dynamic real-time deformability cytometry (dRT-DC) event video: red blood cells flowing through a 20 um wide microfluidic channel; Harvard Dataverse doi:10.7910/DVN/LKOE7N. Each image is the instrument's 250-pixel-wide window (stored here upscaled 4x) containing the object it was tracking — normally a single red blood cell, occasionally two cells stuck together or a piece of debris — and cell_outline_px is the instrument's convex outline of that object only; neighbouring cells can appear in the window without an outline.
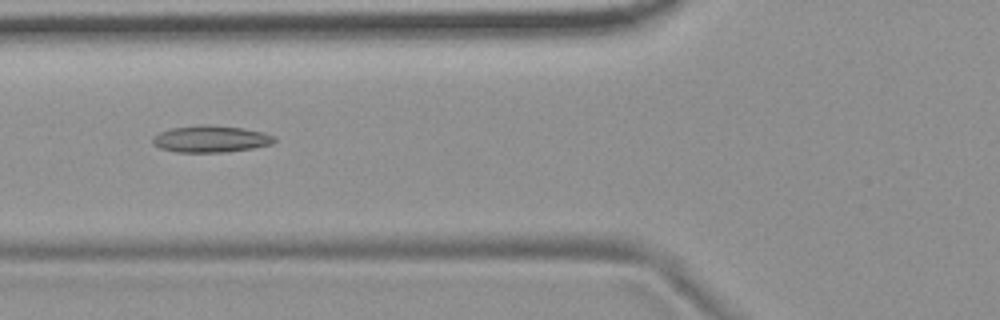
{"species": "common noctule bat (a hibernating species)", "species_latin": "Nyctalus noctula", "temperature_condition": "room temperature", "stored_images_in_passage": 11, "camera_frame_rate_fps": 3000, "um_per_image_px": 0.085, "animal": {"sex": "female", "body_mass_g": 19.9}, "frame": {"image": 1, "passage_image": 5, "time_ms": 1.333, "image_size_px": [1000, 320], "cell_outline_px": [[276, 140], [272, 144], [252, 148], [224, 152], [176, 152], [160, 148], [152, 144], [152, 140], [160, 132], [172, 128], [204, 124], [208, 124], [244, 128], [264, 132], [276, 136]], "centroid_in_image_um": [17.95, 11.81], "position_along_channel_um": 107.8, "area_um2": 19.02}}
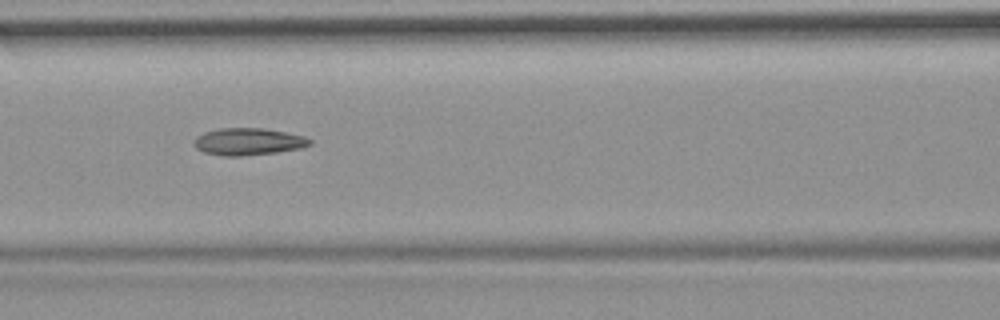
{"frame": {"image": 2, "passage_image": 8, "time_ms": 2.333, "image_size_px": [1000, 320], "cell_outline_px": [[312, 144], [300, 148], [276, 152], [240, 156], [224, 156], [204, 152], [196, 148], [192, 140], [196, 136], [204, 132], [220, 128], [264, 128], [304, 136], [312, 140]], "centroid_in_image_um": [21.07, 12.03], "position_along_channel_um": 145.5, "area_um2": 18.26}}